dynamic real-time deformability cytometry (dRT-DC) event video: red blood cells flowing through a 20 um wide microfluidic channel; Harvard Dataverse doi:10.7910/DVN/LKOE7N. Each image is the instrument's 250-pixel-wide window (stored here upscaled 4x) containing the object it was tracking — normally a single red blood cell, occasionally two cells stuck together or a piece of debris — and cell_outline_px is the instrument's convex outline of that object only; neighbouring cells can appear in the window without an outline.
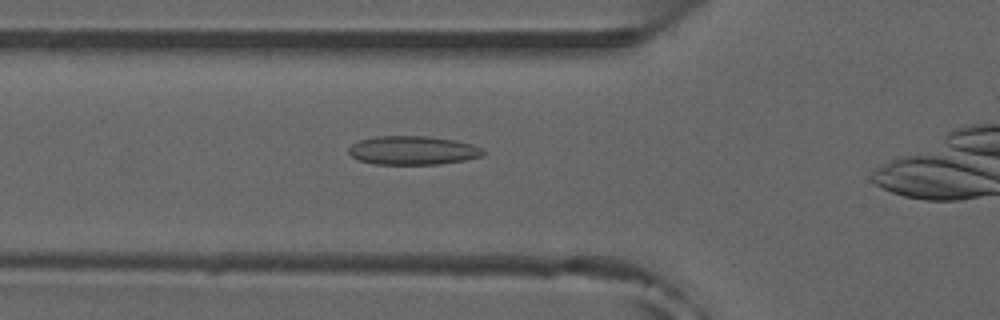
{"species": "common noctule bat (a hibernating species)", "species_latin": "Nyctalus noctula", "temperature_condition": "room temperature", "stored_images_in_passage": 26, "camera_frame_rate_fps": 3000, "um_per_image_px": 0.085, "animal": {"sex": "male", "forearm_length_mm": 52.5}, "frame": {"image": 1, "passage_image": 12, "time_ms": 3.667, "image_size_px": [1000, 320], "cell_outline_px": [[484, 156], [464, 160], [440, 164], [376, 164], [360, 160], [352, 156], [348, 152], [348, 148], [352, 144], [360, 140], [376, 136], [428, 136], [456, 140], [472, 144], [480, 148], [484, 152]], "centroid_in_image_um": [35.1, 12.78], "position_along_channel_um": 90.7, "area_um2": 22.48}}
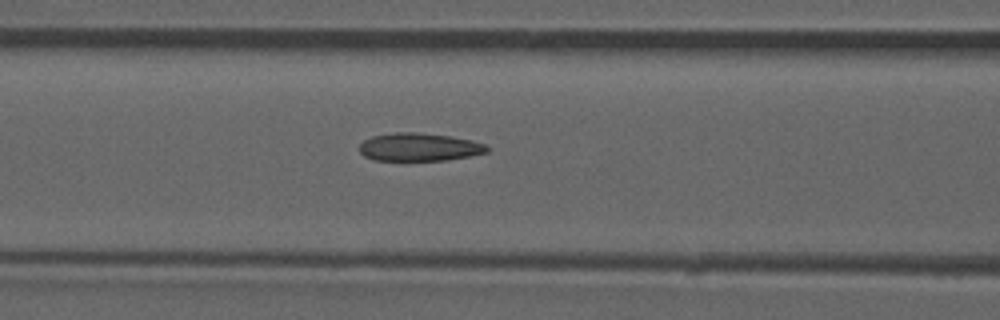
{"frame": {"image": 2, "passage_image": 15, "time_ms": 4.667, "image_size_px": [1000, 320], "cell_outline_px": [[488, 152], [468, 156], [444, 160], [372, 160], [364, 156], [360, 152], [360, 144], [364, 140], [372, 136], [396, 132], [416, 132], [452, 136], [472, 140], [484, 144], [488, 148]], "centroid_in_image_um": [35.61, 12.49], "position_along_channel_um": 131.0, "area_um2": 20.75}}